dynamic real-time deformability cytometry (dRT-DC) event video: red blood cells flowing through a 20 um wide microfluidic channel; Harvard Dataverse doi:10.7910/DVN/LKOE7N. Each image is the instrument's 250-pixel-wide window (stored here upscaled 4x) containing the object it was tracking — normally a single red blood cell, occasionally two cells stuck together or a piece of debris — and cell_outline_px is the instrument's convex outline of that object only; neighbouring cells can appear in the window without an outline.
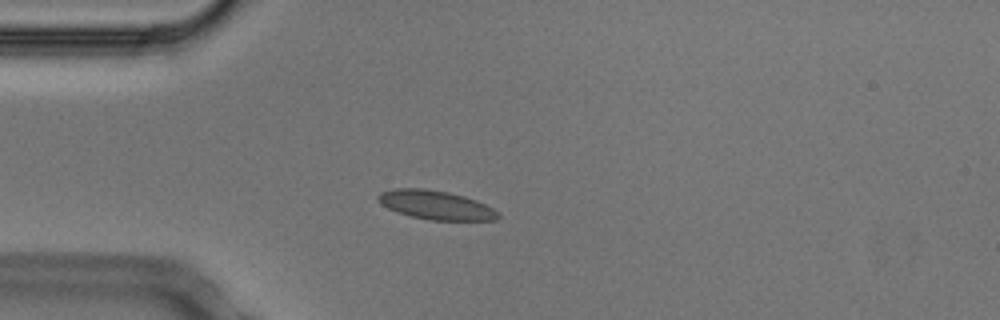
{"species": "Egyptian fruit bat (a non-hibernating species)", "species_latin": "Rousettus aegyptiacus", "temperature_condition": "cold", "stored_images_in_passage": 41, "camera_frame_rate_fps": 3000, "um_per_image_px": 0.085, "animal": {"sex": "male"}, "frame": {"image": 1, "passage_image": 1, "time_ms": 0.0, "image_size_px": [1000, 320], "cell_outline_px": [[500, 216], [496, 220], [428, 220], [396, 212], [380, 204], [376, 200], [376, 196], [380, 192], [396, 188], [424, 188], [448, 192], [464, 196], [476, 200], [500, 212]], "centroid_in_image_um": [37.01, 17.42], "position_along_channel_um": 48.0, "area_um2": 20.35}}
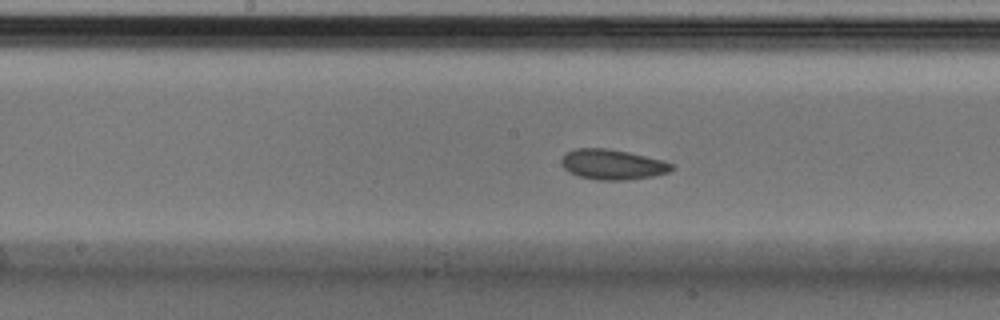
{"frame": {"image": 2, "passage_image": 14, "time_ms": 4.333, "image_size_px": [1000, 320], "cell_outline_px": [[676, 164], [668, 172], [652, 176], [624, 180], [596, 180], [580, 176], [568, 172], [560, 164], [560, 160], [564, 152], [576, 148], [604, 148], [628, 152], [664, 160]], "centroid_in_image_um": [52.03, 13.97], "position_along_channel_um": 196.2, "area_um2": 19.54}}
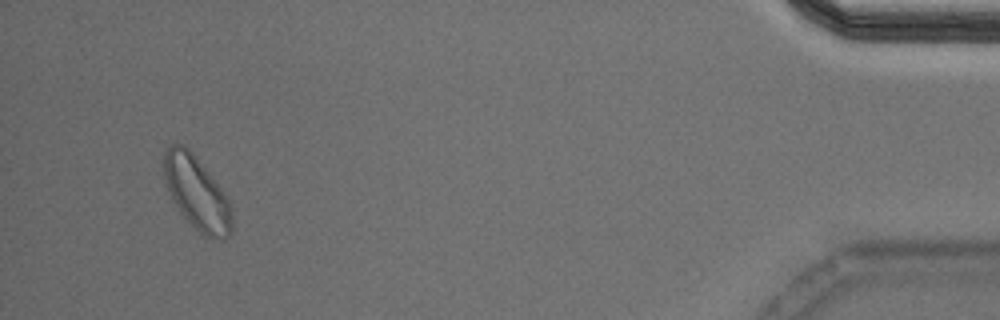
{"frame": {"image": 3, "passage_image": 38, "time_ms": 12.333, "image_size_px": [1000, 320], "cell_outline_px": [[232, 232], [224, 240], [220, 240], [204, 236], [180, 212], [172, 200], [164, 176], [164, 152], [176, 140], [184, 144], [196, 156], [220, 188], [228, 200], [232, 208]], "centroid_in_image_um": [16.73, 16.4], "position_along_channel_um": 418.5, "area_um2": 28.9}, "authors_computed_cell_mechanics": {"area_um2": 19.5364, "velocity_mm_per_s": 3.7088, "shape_relaxation_time_tau1_ms": null, "shape_relaxation_time_tau2_ms": 1.874, "deformation_change_tau1": null, "deformation_change_tau2": 0.0516}}